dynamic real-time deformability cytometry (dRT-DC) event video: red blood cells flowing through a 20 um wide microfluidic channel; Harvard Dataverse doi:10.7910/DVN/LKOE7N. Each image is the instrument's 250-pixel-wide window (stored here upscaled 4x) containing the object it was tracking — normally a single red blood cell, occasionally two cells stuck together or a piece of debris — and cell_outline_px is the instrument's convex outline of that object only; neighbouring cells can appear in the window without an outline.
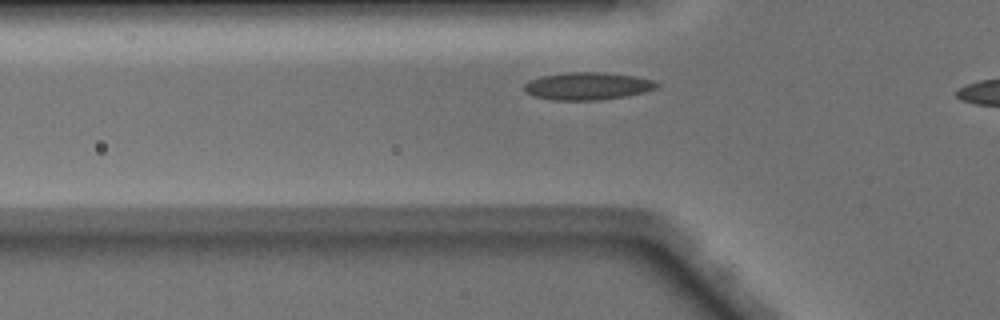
{"species": "Egyptian fruit bat (a non-hibernating species)", "species_latin": "Rousettus aegyptiacus", "temperature_condition": "warm", "stored_images_in_passage": 32, "camera_frame_rate_fps": 3000, "um_per_image_px": 0.085, "animal": {"sex": "male"}, "frame": {"image": 1, "passage_image": 8, "time_ms": 2.333, "image_size_px": [1000, 320], "cell_outline_px": [[660, 84], [656, 88], [644, 92], [624, 96], [600, 100], [552, 100], [532, 96], [524, 92], [524, 84], [532, 80], [544, 76], [568, 72], [604, 72], [636, 76], [656, 80]], "centroid_in_image_um": [49.97, 7.32], "position_along_channel_um": 75.8, "area_um2": 21.33}}
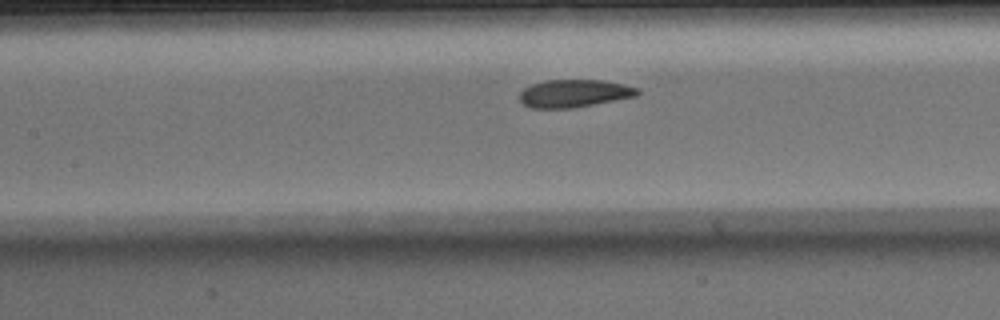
{"frame": {"image": 2, "passage_image": 14, "time_ms": 4.333, "image_size_px": [1000, 320], "cell_outline_px": [[640, 92], [636, 96], [572, 108], [532, 108], [524, 104], [520, 100], [520, 92], [524, 88], [532, 84], [544, 80], [604, 80], [624, 84], [636, 88]], "centroid_in_image_um": [48.78, 7.93], "position_along_channel_um": 158.6, "area_um2": 18.9}}
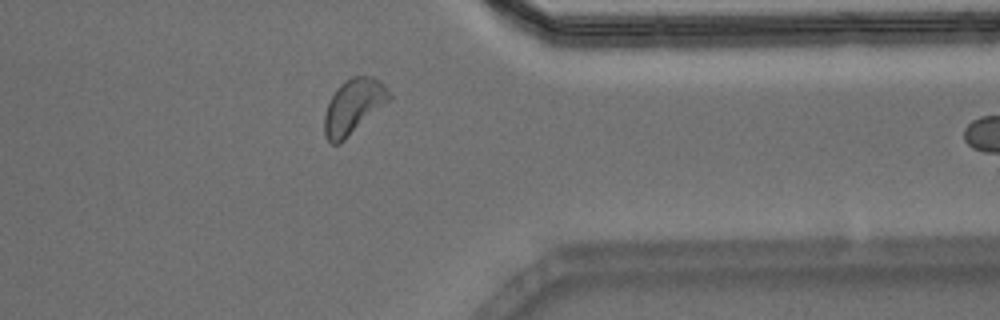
{"frame": {"image": 3, "passage_image": 31, "time_ms": 10.0, "image_size_px": [1000, 320], "cell_outline_px": [[392, 96], [388, 100], [340, 144], [332, 144], [324, 136], [324, 116], [328, 104], [336, 88], [344, 80], [352, 76], [372, 76], [380, 80], [384, 84]], "centroid_in_image_um": [30.01, 9.03], "position_along_channel_um": 381.4, "area_um2": 20.4}}